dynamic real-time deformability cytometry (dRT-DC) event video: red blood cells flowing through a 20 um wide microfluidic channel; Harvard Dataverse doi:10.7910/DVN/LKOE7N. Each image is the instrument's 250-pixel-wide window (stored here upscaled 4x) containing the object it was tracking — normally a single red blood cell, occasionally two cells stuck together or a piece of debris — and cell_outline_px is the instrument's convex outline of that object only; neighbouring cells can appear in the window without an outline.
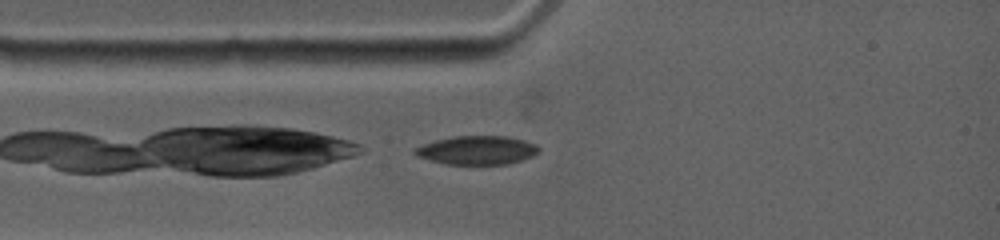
{"species": "common noctule bat (a hibernating species)", "species_latin": "Nyctalus noctula", "temperature_condition": "warm", "stored_images_in_passage": 19, "camera_frame_rate_fps": 4500, "um_per_image_px": 0.085, "animal": {"sex": "female", "body_mass_g": 19.0, "forearm_length_mm": 53.3}, "frame": {"image": 1, "passage_image": 1, "time_ms": 0.0, "image_size_px": [1000, 240], "cell_outline_px": [[540, 152], [532, 156], [508, 164], [444, 164], [416, 156], [412, 152], [416, 148], [424, 144], [436, 140], [452, 136], [508, 136], [524, 140], [536, 144], [540, 148]], "centroid_in_image_um": [40.56, 12.76], "position_along_channel_um": 44.4, "area_um2": 20.75}}
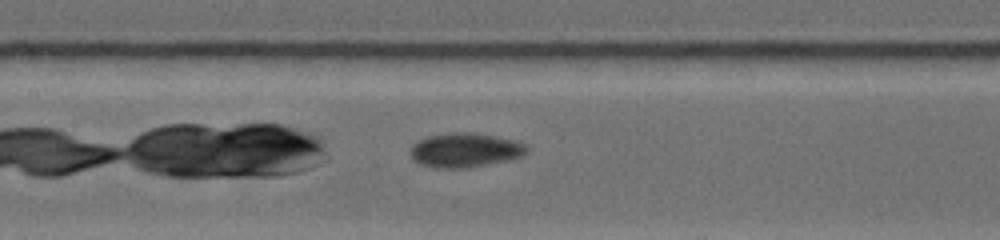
{"frame": {"image": 2, "passage_image": 10, "time_ms": 3.333, "image_size_px": [1000, 240], "cell_outline_px": [[528, 152], [524, 156], [512, 160], [472, 168], [432, 168], [420, 164], [412, 160], [408, 152], [408, 148], [416, 140], [428, 136], [448, 132], [472, 132], [496, 136], [512, 140], [524, 144], [528, 148]], "centroid_in_image_um": [39.49, 12.77], "position_along_channel_um": 167.9, "area_um2": 24.1}}
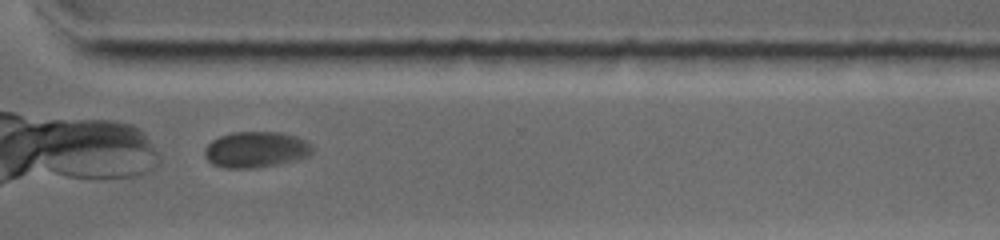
{"frame": {"image": 3, "passage_image": 19, "time_ms": 8.222, "image_size_px": [1000, 240], "cell_outline_px": [[316, 148], [308, 156], [296, 160], [276, 164], [252, 168], [224, 168], [212, 164], [204, 156], [204, 148], [212, 140], [220, 136], [232, 132], [280, 132], [296, 136], [304, 140]], "centroid_in_image_um": [21.74, 12.71], "position_along_channel_um": 348.9, "area_um2": 22.66}}